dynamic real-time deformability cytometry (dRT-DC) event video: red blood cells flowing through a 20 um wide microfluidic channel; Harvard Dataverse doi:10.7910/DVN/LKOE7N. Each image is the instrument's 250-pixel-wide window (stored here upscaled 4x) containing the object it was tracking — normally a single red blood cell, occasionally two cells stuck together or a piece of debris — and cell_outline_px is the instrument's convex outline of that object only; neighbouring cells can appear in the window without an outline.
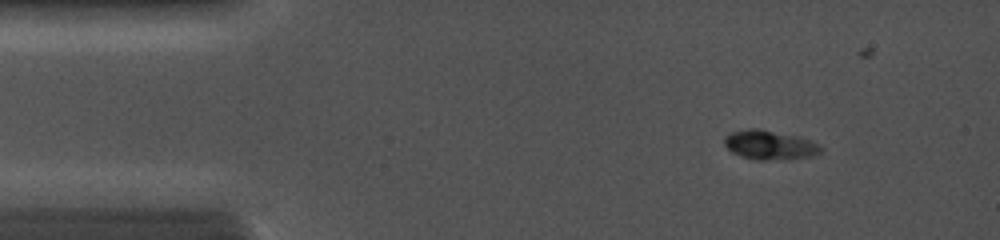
{"species": "common noctule bat (a hibernating species)", "species_latin": "Nyctalus noctula", "temperature_condition": "cold", "stored_images_in_passage": 29, "camera_frame_rate_fps": 5000, "um_per_image_px": 0.085, "animal": {"sex": "female", "body_mass_g": 19.0, "forearm_length_mm": 56.7}, "frame": {"image": 1, "passage_image": 4, "time_ms": 1.2, "image_size_px": [1000, 240], "cell_outline_px": [[824, 148], [820, 152], [808, 156], [764, 160], [756, 160], [732, 152], [724, 144], [724, 136], [732, 132], [748, 128], [760, 128], [796, 136], [820, 144]], "centroid_in_image_um": [65.39, 12.3], "position_along_channel_um": 19.6, "area_um2": 16.07}}
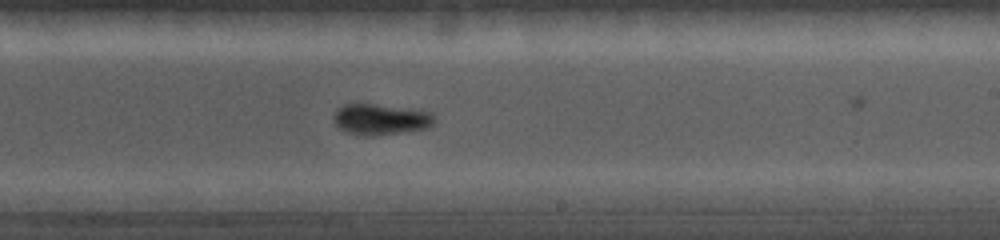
{"frame": {"image": 2, "passage_image": 19, "time_ms": 8.2, "image_size_px": [1000, 240], "cell_outline_px": [[436, 120], [428, 128], [400, 132], [368, 136], [364, 136], [348, 132], [340, 128], [332, 120], [332, 116], [336, 108], [344, 104], [372, 104], [432, 112], [436, 116]], "centroid_in_image_um": [32.33, 10.14], "position_along_channel_um": 256.7, "area_um2": 18.03}}
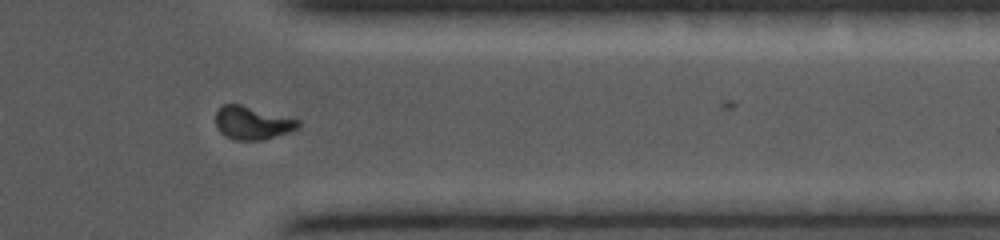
{"frame": {"image": 3, "passage_image": 28, "time_ms": 11.2, "image_size_px": [1000, 240], "cell_outline_px": [[300, 124], [296, 128], [288, 132], [264, 140], [232, 140], [224, 136], [220, 132], [216, 124], [216, 112], [224, 104], [240, 104], [300, 120]], "centroid_in_image_um": [21.42, 10.46], "position_along_channel_um": 390.0, "area_um2": 15.84}}